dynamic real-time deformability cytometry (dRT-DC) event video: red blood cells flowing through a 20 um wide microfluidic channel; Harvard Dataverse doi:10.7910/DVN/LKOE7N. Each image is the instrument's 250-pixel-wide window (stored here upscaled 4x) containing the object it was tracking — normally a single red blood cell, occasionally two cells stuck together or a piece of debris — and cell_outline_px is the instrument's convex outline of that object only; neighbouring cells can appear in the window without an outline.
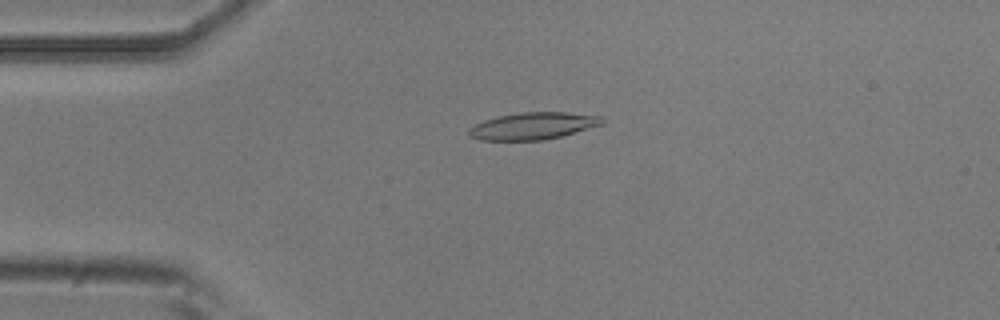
{"species": "common noctule bat (a hibernating species)", "species_latin": "Nyctalus noctula", "temperature_condition": "room temperature", "stored_images_in_passage": 4, "camera_frame_rate_fps": 3000, "um_per_image_px": 0.085, "animal": {"sex": "male", "body_mass_g": 20.5, "forearm_length_mm": 52.5}, "frame": {"image": 1, "passage_image": 3, "time_ms": 0.667, "image_size_px": [1000, 320], "cell_outline_px": [[604, 124], [560, 136], [544, 140], [480, 140], [472, 136], [468, 132], [468, 128], [484, 120], [496, 116], [520, 112], [568, 112], [604, 116]], "centroid_in_image_um": [45.34, 10.69], "position_along_channel_um": 39.7, "area_um2": 21.04}}